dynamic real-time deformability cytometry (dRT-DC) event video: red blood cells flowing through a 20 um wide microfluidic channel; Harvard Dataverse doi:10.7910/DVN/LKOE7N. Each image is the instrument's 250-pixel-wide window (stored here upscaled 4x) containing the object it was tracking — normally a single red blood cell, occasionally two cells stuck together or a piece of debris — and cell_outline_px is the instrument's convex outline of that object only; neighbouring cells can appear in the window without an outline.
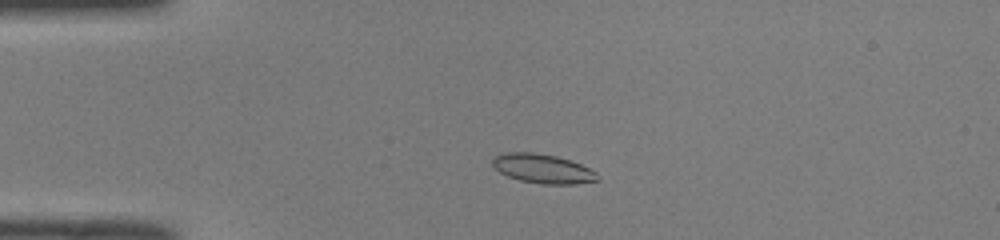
{"species": "common noctule bat (a hibernating species)", "species_latin": "Nyctalus noctula", "temperature_condition": "room temperature", "stored_images_in_passage": 43, "camera_frame_rate_fps": 3000, "um_per_image_px": 0.085, "animal": {"sex": "male", "body_mass_g": 19.0, "forearm_length_mm": 50.8}, "frame": {"image": 1, "passage_image": 4, "time_ms": 1.0, "image_size_px": [1000, 240], "cell_outline_px": [[600, 180], [576, 184], [544, 184], [520, 180], [508, 176], [492, 168], [492, 160], [496, 156], [504, 152], [532, 152], [556, 156], [572, 160], [596, 172]], "centroid_in_image_um": [46.13, 14.33], "position_along_channel_um": 38.9, "area_um2": 17.92}}
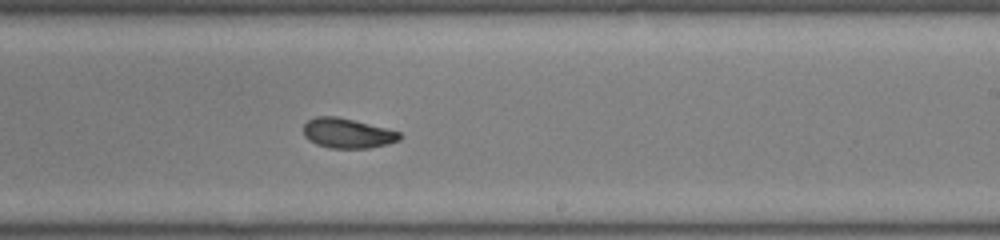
{"frame": {"image": 2, "passage_image": 23, "time_ms": 7.333, "image_size_px": [1000, 240], "cell_outline_px": [[404, 136], [400, 140], [388, 144], [368, 148], [328, 148], [316, 144], [308, 140], [304, 136], [304, 124], [308, 120], [316, 116], [336, 116], [400, 132]], "centroid_in_image_um": [29.52, 11.34], "position_along_channel_um": 259.5, "area_um2": 16.7}}
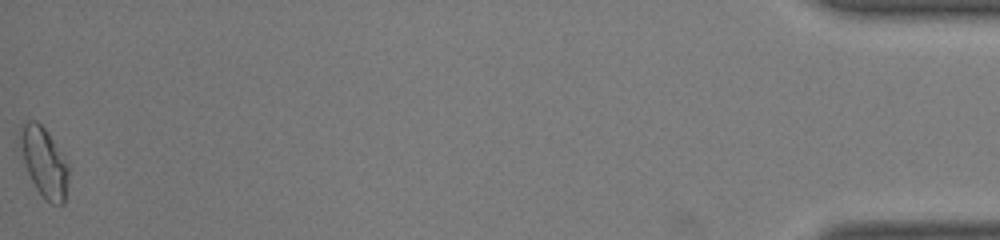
{"frame": {"image": 3, "passage_image": 43, "time_ms": 14.0, "image_size_px": [1000, 240], "cell_outline_px": [[68, 180], [64, 204], [52, 204], [36, 188], [28, 172], [16, 140], [20, 128], [24, 120], [36, 120], [44, 128], [68, 164]], "centroid_in_image_um": [3.7, 13.73], "position_along_channel_um": 431.5, "area_um2": 19.48}, "authors_computed_cell_mechanics": {"area_um2": 17.5134, "velocity_mm_per_s": 4.0085, "shape_relaxation_time_tau1_ms": 3.4227, "shape_relaxation_time_tau2_ms": 1.8244, "deformation_change_tau1": 0.1309, "deformation_change_tau2": 0.0558}}